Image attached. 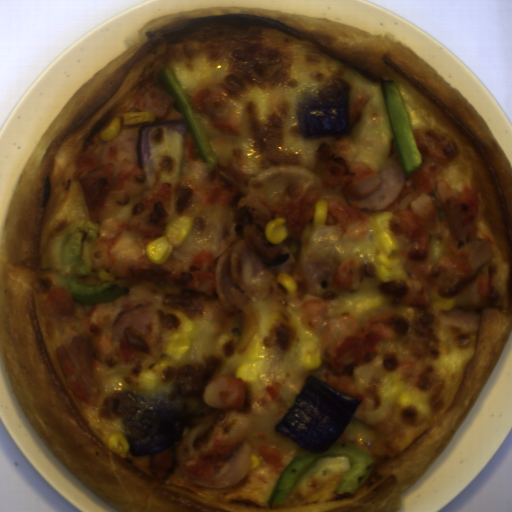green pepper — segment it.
Listing matches in <instances>:
<instances>
[{"mask_svg": "<svg viewBox=\"0 0 512 512\" xmlns=\"http://www.w3.org/2000/svg\"><path fill=\"white\" fill-rule=\"evenodd\" d=\"M343 433L345 438L349 440L358 439L367 444L375 442L379 437L378 430L376 428L354 416L344 429Z\"/></svg>", "mask_w": 512, "mask_h": 512, "instance_id": "189aa43f", "label": "green pepper"}, {"mask_svg": "<svg viewBox=\"0 0 512 512\" xmlns=\"http://www.w3.org/2000/svg\"><path fill=\"white\" fill-rule=\"evenodd\" d=\"M94 228H82L68 231L61 239L59 252L61 263L67 275L57 273V281L67 288L74 303L83 306L109 304L129 292V287L115 281L86 283L93 272L84 264L81 252L84 242L93 243L99 237Z\"/></svg>", "mask_w": 512, "mask_h": 512, "instance_id": "c4517986", "label": "green pepper"}, {"mask_svg": "<svg viewBox=\"0 0 512 512\" xmlns=\"http://www.w3.org/2000/svg\"><path fill=\"white\" fill-rule=\"evenodd\" d=\"M324 456H343L350 459V467L347 473L340 476L333 495L355 496L366 482L374 466L373 457L366 450L356 444L341 440H336L323 454L302 450L282 470L268 499V505L273 508L285 503L305 473Z\"/></svg>", "mask_w": 512, "mask_h": 512, "instance_id": "372bd49c", "label": "green pepper"}, {"mask_svg": "<svg viewBox=\"0 0 512 512\" xmlns=\"http://www.w3.org/2000/svg\"><path fill=\"white\" fill-rule=\"evenodd\" d=\"M156 77L173 99V108L185 118L195 153L200 161H207L213 169L218 162V155L214 150L194 108V105L180 82L173 67H163L157 70Z\"/></svg>", "mask_w": 512, "mask_h": 512, "instance_id": "a9488481", "label": "green pepper"}, {"mask_svg": "<svg viewBox=\"0 0 512 512\" xmlns=\"http://www.w3.org/2000/svg\"><path fill=\"white\" fill-rule=\"evenodd\" d=\"M380 89L390 122L395 149L406 178L422 169L424 160L412 131L409 111L400 87L394 79L380 78Z\"/></svg>", "mask_w": 512, "mask_h": 512, "instance_id": "57f89d1c", "label": "green pepper"}]
</instances>
